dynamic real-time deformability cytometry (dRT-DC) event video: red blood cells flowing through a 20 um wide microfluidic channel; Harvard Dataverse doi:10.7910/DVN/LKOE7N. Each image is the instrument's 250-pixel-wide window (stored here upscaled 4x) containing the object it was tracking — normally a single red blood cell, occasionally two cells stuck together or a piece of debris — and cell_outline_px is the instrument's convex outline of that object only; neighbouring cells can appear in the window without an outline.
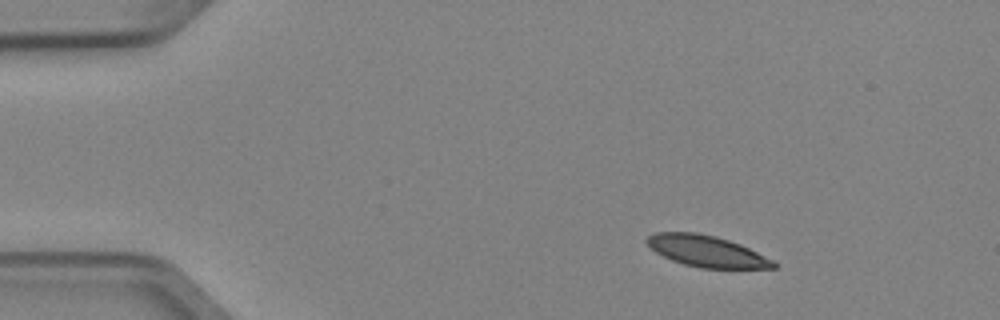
{"species": "Egyptian fruit bat (a non-hibernating species)", "species_latin": "Rousettus aegyptiacus", "temperature_condition": "cold", "stored_images_in_passage": 5, "camera_frame_rate_fps": 3000, "um_per_image_px": 0.085, "animal": {"sex": "female"}, "frame": {"image": 1, "passage_image": 2, "time_ms": 0.333, "image_size_px": [1000, 320], "cell_outline_px": [[780, 264], [776, 268], [700, 268], [684, 264], [672, 260], [656, 252], [644, 240], [648, 236], [656, 232], [696, 232], [716, 236], [740, 244]], "centroid_in_image_um": [60.06, 21.35], "position_along_channel_um": 24.9, "area_um2": 22.95}}
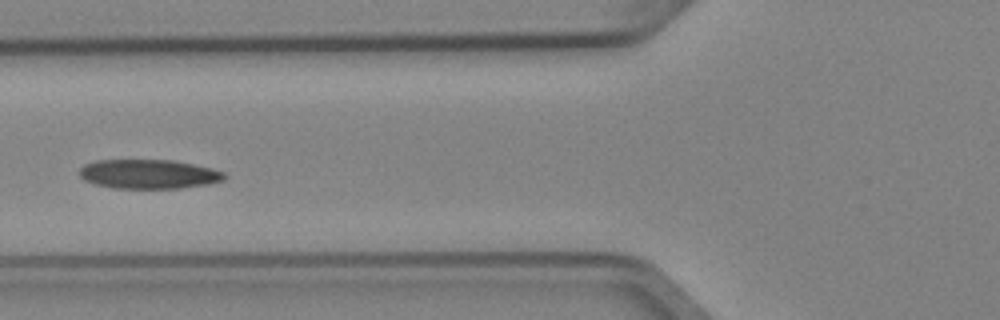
{"frame": {"image": 2, "passage_image": 5, "time_ms": 1.333, "image_size_px": [1000, 320], "cell_outline_px": [[228, 176], [224, 180], [208, 184], [180, 188], [112, 188], [96, 184], [84, 180], [80, 176], [80, 168], [84, 164], [96, 160], [172, 160], [212, 168], [224, 172]], "centroid_in_image_um": [12.65, 14.79], "position_along_channel_um": 113.2, "area_um2": 24.74}}